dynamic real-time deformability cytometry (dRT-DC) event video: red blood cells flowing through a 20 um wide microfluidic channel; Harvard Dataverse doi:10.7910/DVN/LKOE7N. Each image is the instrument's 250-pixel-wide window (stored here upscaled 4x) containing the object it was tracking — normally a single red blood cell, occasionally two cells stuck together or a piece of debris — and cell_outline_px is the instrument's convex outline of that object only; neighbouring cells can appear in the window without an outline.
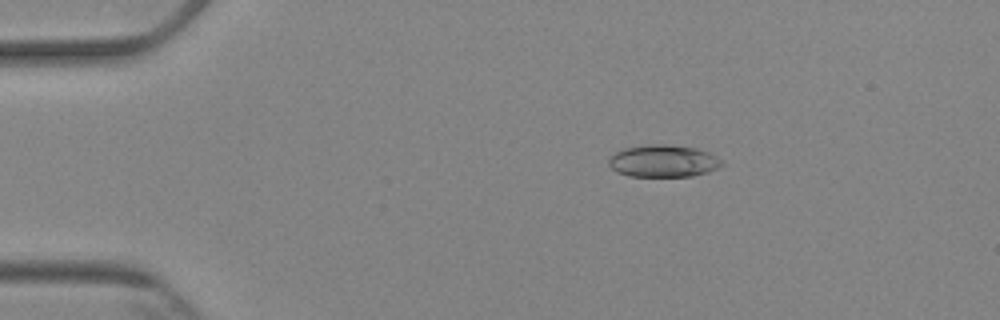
{"species": "Egyptian fruit bat (a non-hibernating species)", "species_latin": "Rousettus aegyptiacus", "temperature_condition": "cold", "stored_images_in_passage": 4, "camera_frame_rate_fps": 3000, "um_per_image_px": 0.085, "animal": {"sex": "female"}, "frame": {"image": 1, "passage_image": 3, "time_ms": 2.333, "image_size_px": [1000, 320], "cell_outline_px": [[724, 164], [708, 172], [692, 176], [628, 176], [616, 172], [608, 164], [608, 160], [616, 152], [624, 148], [648, 144], [664, 144], [692, 148], [708, 152], [716, 156]], "centroid_in_image_um": [56.35, 13.69], "position_along_channel_um": 28.7, "area_um2": 21.04}}